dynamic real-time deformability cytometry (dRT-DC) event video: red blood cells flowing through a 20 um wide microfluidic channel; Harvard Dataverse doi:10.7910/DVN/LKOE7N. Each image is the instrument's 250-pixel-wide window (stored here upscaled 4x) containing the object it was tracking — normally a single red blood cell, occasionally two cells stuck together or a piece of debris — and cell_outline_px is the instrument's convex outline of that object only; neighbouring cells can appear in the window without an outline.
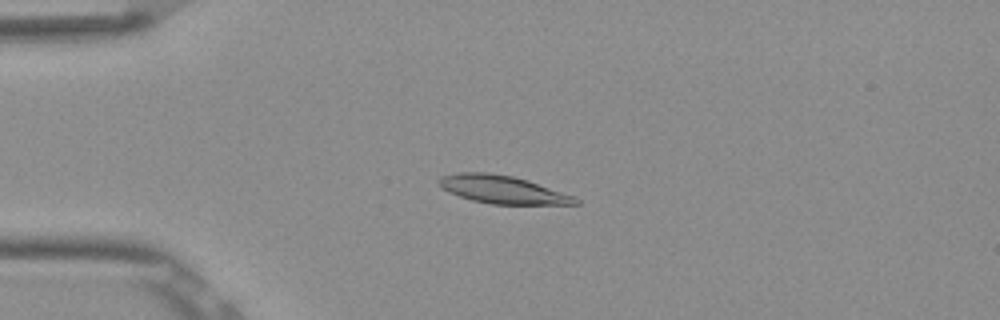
{"species": "Egyptian fruit bat (a non-hibernating species)", "species_latin": "Rousettus aegyptiacus", "temperature_condition": "room temperature", "stored_images_in_passage": 45, "camera_frame_rate_fps": 3000, "um_per_image_px": 0.085, "frame": {"image": 1, "passage_image": 5, "time_ms": 1.333, "image_size_px": [1000, 320], "cell_outline_px": [[580, 204], [492, 204], [472, 200], [448, 192], [440, 184], [440, 176], [456, 172], [488, 172], [512, 176], [528, 180], [572, 196], [580, 200]], "centroid_in_image_um": [42.69, 16.1], "position_along_channel_um": 42.3, "area_um2": 21.91}}
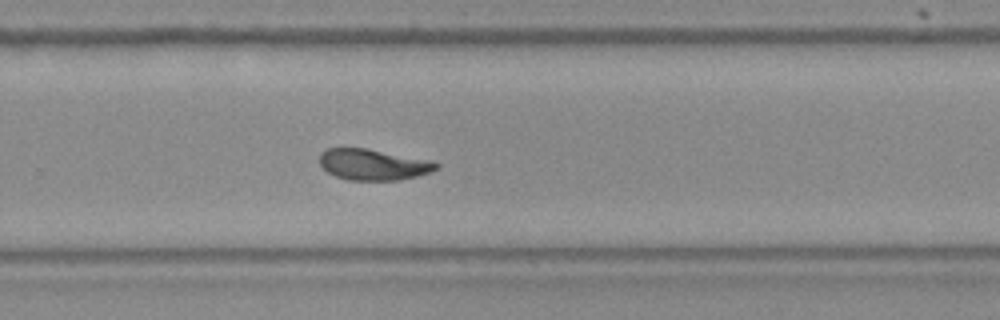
{"frame": {"image": 2, "passage_image": 27, "time_ms": 8.667, "image_size_px": [1000, 320], "cell_outline_px": [[440, 168], [416, 176], [400, 180], [348, 180], [336, 176], [328, 172], [320, 164], [320, 152], [324, 148], [368, 148], [432, 160], [440, 164]], "centroid_in_image_um": [31.74, 13.97], "position_along_channel_um": 298.1, "area_um2": 21.27}}
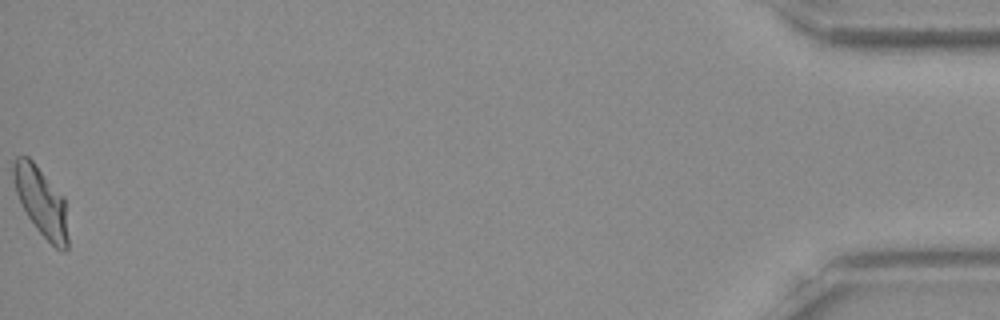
{"frame": {"image": 3, "passage_image": 45, "time_ms": 14.667, "image_size_px": [1000, 320], "cell_outline_px": [[68, 248], [64, 252], [56, 248], [36, 228], [28, 216], [16, 192], [12, 180], [12, 164], [16, 156], [28, 156], [32, 160], [64, 196], [68, 236]], "centroid_in_image_um": [3.5, 17.11], "position_along_channel_um": 431.7, "area_um2": 21.85}, "authors_computed_cell_mechanics": {"area_um2": 21.8484, "velocity_mm_per_s": 3.8513, "shape_relaxation_time_tau1_ms": 8.8713, "shape_relaxation_time_tau2_ms": 1.4312, "deformation_change_tau1": 0.203, "deformation_change_tau2": 0.0644}}